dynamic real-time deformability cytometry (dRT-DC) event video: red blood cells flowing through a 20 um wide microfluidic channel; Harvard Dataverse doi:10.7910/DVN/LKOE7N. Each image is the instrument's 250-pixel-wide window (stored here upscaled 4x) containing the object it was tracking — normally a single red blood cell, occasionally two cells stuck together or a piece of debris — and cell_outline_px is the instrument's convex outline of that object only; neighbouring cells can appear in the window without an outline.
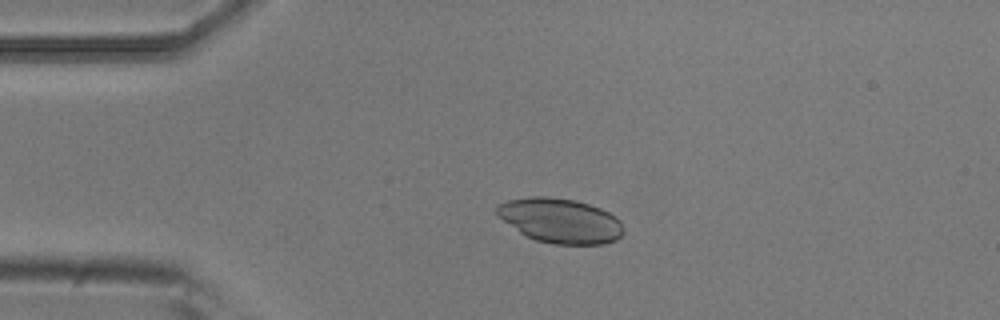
{"species": "common noctule bat (a hibernating species)", "species_latin": "Nyctalus noctula", "temperature_condition": "room temperature", "stored_images_in_passage": 4, "camera_frame_rate_fps": 3000, "um_per_image_px": 0.085, "animal": {"sex": "male", "body_mass_g": 20.5, "forearm_length_mm": 52.5}, "frame": {"image": 1, "passage_image": 3, "time_ms": 0.667, "image_size_px": [1000, 320], "cell_outline_px": [[624, 232], [616, 240], [604, 244], [556, 244], [536, 240], [520, 232], [496, 216], [496, 204], [508, 200], [532, 196], [544, 196], [576, 200], [600, 208], [616, 216], [620, 220], [624, 228]], "centroid_in_image_um": [47.62, 18.75], "position_along_channel_um": 37.4, "area_um2": 33.06}}